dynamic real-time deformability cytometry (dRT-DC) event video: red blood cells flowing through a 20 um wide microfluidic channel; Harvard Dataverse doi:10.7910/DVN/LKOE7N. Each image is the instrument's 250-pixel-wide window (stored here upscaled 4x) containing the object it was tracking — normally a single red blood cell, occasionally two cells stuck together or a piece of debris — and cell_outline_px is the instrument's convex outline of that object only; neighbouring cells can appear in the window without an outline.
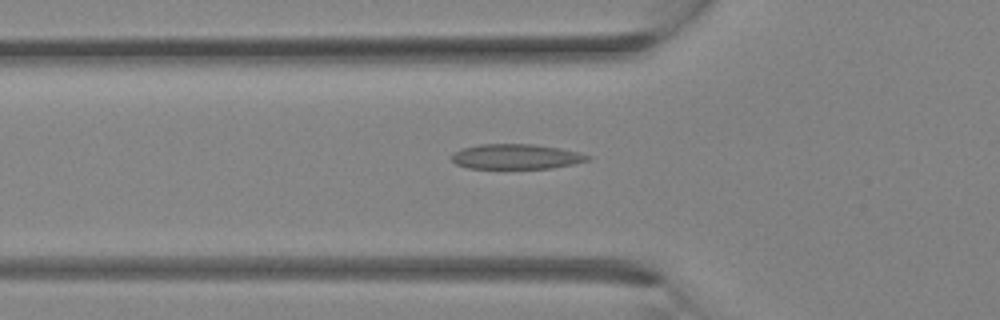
{"species": "Egyptian fruit bat (a non-hibernating species)", "species_latin": "Rousettus aegyptiacus", "temperature_condition": "room temperature", "stored_images_in_passage": 31, "segment_of_instrument_passage": [1, 2], "camera_frame_rate_fps": 3000, "um_per_image_px": 0.085, "animal": {"sex": "female"}, "frame": {"image": 1, "passage_image": 11, "time_ms": 3.333, "image_size_px": [1000, 320], "cell_outline_px": [[592, 156], [588, 160], [572, 164], [552, 168], [468, 168], [456, 164], [452, 160], [452, 156], [460, 148], [480, 144], [532, 144], [560, 148], [580, 152]], "centroid_in_image_um": [43.88, 13.3], "position_along_channel_um": 81.9, "area_um2": 19.77}}
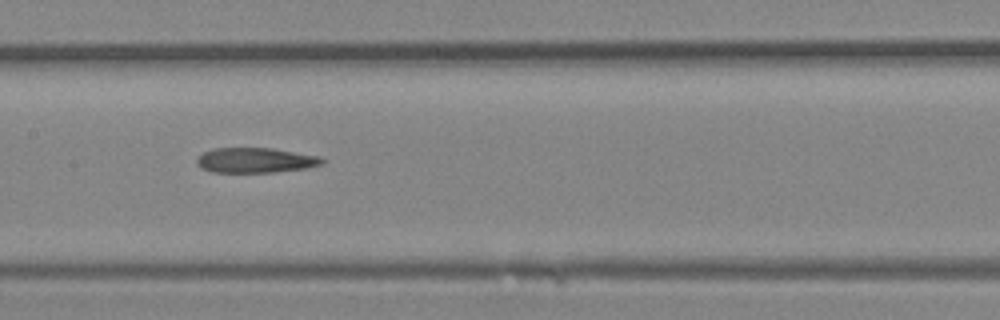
{"frame": {"image": 2, "passage_image": 16, "time_ms": 5.0, "image_size_px": [1000, 320], "cell_outline_px": [[328, 160], [324, 164], [304, 168], [272, 172], [212, 172], [200, 168], [196, 164], [196, 160], [204, 152], [212, 148], [272, 148], [320, 156]], "centroid_in_image_um": [21.73, 13.62], "position_along_channel_um": 185.7, "area_um2": 18.38}}
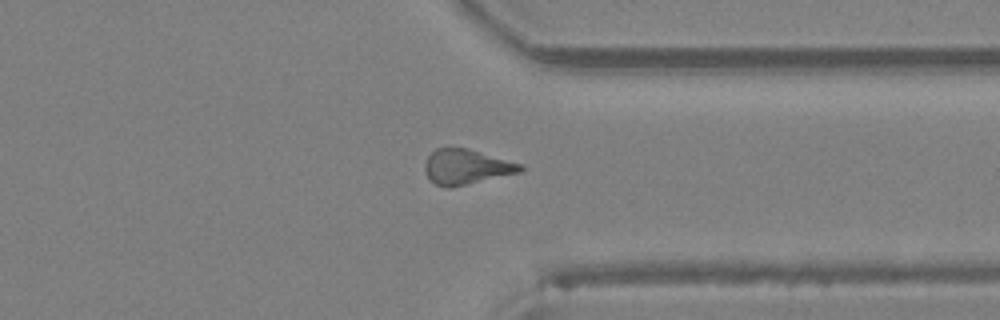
{"frame": {"image": 3, "passage_image": 25, "time_ms": 8.0, "image_size_px": [1000, 320], "cell_outline_px": [[524, 168], [520, 172], [448, 188], [436, 184], [428, 176], [424, 168], [424, 164], [428, 156], [436, 148], [468, 148], [524, 164]], "centroid_in_image_um": [39.66, 14.16], "position_along_channel_um": 371.7, "area_um2": 19.31}}